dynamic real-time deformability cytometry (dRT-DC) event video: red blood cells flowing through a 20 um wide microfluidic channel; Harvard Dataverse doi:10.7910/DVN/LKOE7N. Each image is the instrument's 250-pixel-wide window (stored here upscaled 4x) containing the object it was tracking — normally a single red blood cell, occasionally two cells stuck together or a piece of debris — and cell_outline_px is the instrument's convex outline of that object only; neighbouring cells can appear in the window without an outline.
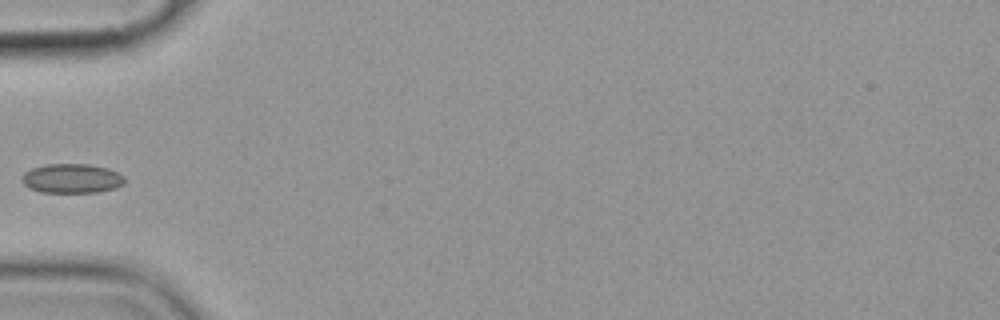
{"species": "common noctule bat (a hibernating species)", "species_latin": "Nyctalus noctula", "temperature_condition": "cold", "stored_images_in_passage": 5, "camera_frame_rate_fps": 3000, "um_per_image_px": 0.085, "animal": {"sex": "female", "body_mass_g": 19.9}, "frame": {"image": 1, "passage_image": 5, "time_ms": 4.667, "image_size_px": [1000, 320], "cell_outline_px": [[124, 184], [116, 188], [96, 192], [40, 192], [28, 188], [24, 184], [24, 172], [32, 168], [44, 164], [88, 164], [108, 168], [124, 176]], "centroid_in_image_um": [6.12, 15.16], "position_along_channel_um": 78.9, "area_um2": 17.51}}